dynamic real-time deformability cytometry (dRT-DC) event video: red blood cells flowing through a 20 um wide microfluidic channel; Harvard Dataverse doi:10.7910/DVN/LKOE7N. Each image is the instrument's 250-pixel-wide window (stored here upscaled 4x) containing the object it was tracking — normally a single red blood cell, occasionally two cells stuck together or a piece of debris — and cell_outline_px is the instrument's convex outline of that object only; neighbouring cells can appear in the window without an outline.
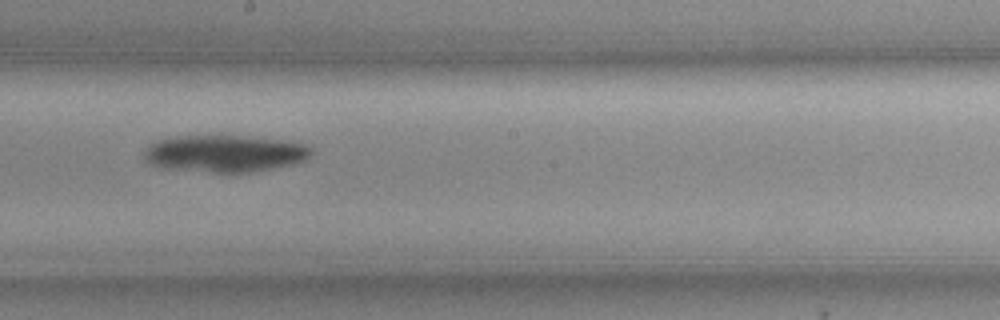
{"species": "common noctule bat (a hibernating species)", "species_latin": "Nyctalus noctula", "temperature_condition": "cold", "stored_images_in_passage": 41, "camera_frame_rate_fps": 3000, "um_per_image_px": 0.085, "animal": {"sex": "female", "body_mass_g": 19.3, "forearm_length_mm": 54.1}, "frame": {"image": 1, "passage_image": 19, "time_ms": 6.0, "image_size_px": [1000, 320], "cell_outline_px": [[312, 152], [304, 160], [292, 164], [272, 168], [248, 172], [216, 172], [164, 168], [148, 164], [144, 160], [144, 148], [148, 144], [156, 140], [176, 136], [240, 136], [280, 140], [304, 144], [312, 148]], "centroid_in_image_um": [19.02, 13.04], "position_along_channel_um": 229.2, "area_um2": 35.84}}
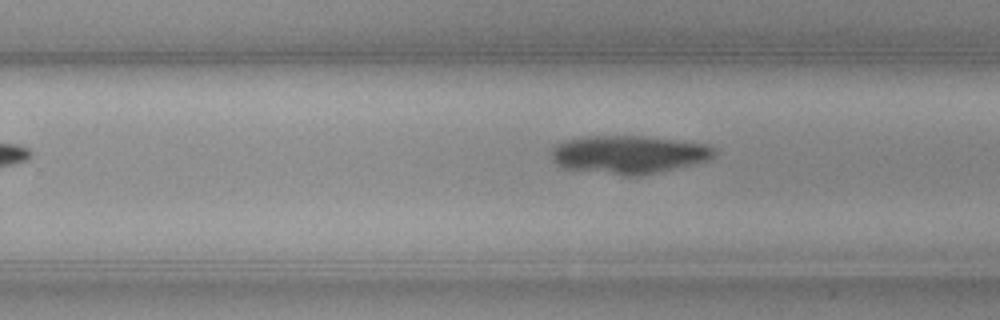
{"frame": {"image": 2, "passage_image": 23, "time_ms": 7.333, "image_size_px": [1000, 320], "cell_outline_px": [[716, 152], [708, 160], [656, 172], [636, 176], [628, 176], [564, 168], [556, 164], [552, 160], [552, 148], [556, 144], [564, 140], [588, 136], [640, 136], [708, 144], [716, 148]], "centroid_in_image_um": [53.4, 13.12], "position_along_channel_um": 276.4, "area_um2": 35.84}}
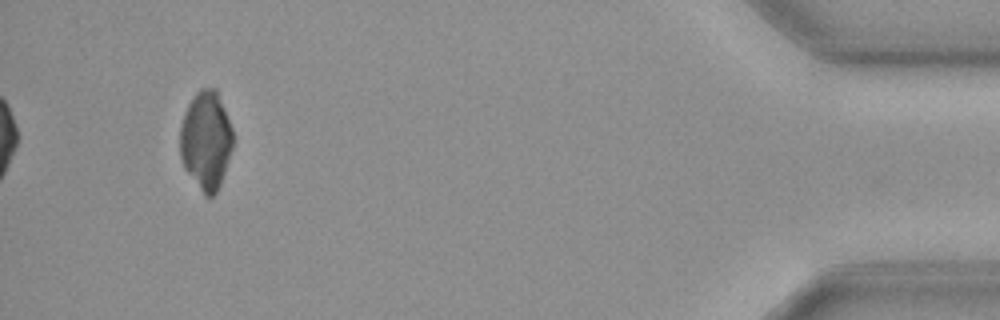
{"frame": {"image": 3, "passage_image": 41, "time_ms": 13.333, "image_size_px": [1000, 320], "cell_outline_px": [[232, 148], [220, 184], [216, 192], [212, 196], [204, 196], [184, 168], [180, 156], [180, 124], [184, 112], [192, 96], [200, 88], [216, 88], [232, 128]], "centroid_in_image_um": [17.48, 11.91], "position_along_channel_um": 417.7, "area_um2": 30.35}}